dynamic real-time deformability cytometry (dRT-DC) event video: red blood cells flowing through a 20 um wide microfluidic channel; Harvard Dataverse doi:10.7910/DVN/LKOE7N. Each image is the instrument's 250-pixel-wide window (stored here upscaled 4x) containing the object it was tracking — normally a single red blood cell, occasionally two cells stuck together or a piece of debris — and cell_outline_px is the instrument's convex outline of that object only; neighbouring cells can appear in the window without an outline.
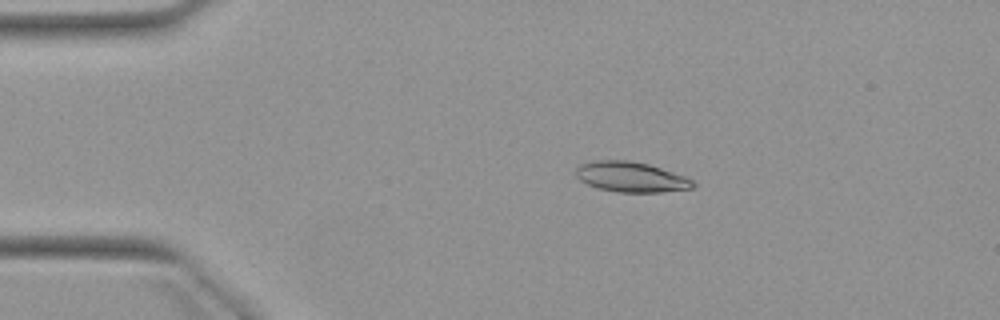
{"species": "Egyptian fruit bat (a non-hibernating species)", "species_latin": "Rousettus aegyptiacus", "temperature_condition": "warm", "stored_images_in_passage": 4, "camera_frame_rate_fps": 3000, "um_per_image_px": 0.085, "animal": {"sex": "female"}, "frame": {"image": 1, "passage_image": 2, "time_ms": 1.0, "image_size_px": [1000, 320], "cell_outline_px": [[696, 184], [692, 188], [660, 192], [620, 192], [600, 188], [588, 184], [580, 180], [576, 176], [576, 168], [580, 164], [596, 160], [628, 160], [648, 164], [684, 176], [692, 180]], "centroid_in_image_um": [53.62, 15.03], "position_along_channel_um": 31.4, "area_um2": 20.35}}